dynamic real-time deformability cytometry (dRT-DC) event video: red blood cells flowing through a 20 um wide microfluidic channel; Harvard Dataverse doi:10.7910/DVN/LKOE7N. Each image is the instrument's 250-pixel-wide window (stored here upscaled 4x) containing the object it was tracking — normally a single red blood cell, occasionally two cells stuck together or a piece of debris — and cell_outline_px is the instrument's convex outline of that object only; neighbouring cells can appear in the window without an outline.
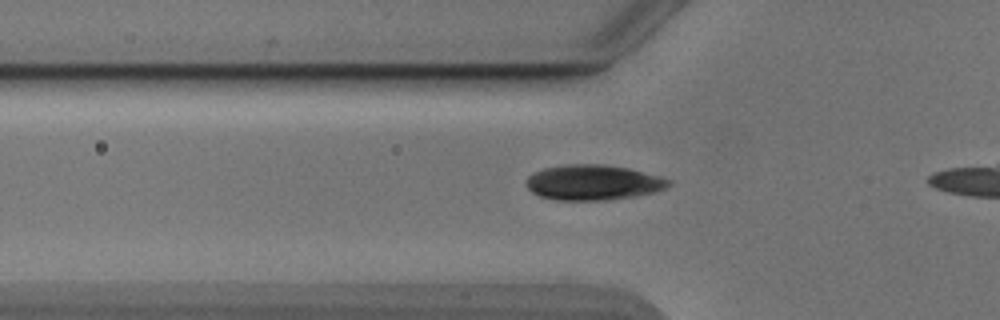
{"species": "Egyptian fruit bat (a non-hibernating species)", "species_latin": "Rousettus aegyptiacus", "temperature_condition": "cold", "stored_images_in_passage": 30, "camera_frame_rate_fps": 3000, "um_per_image_px": 0.085, "animal": {"sex": "male"}, "frame": {"image": 1, "passage_image": 4, "time_ms": 1.0, "image_size_px": [1000, 320], "cell_outline_px": [[672, 184], [656, 192], [636, 196], [608, 200], [556, 200], [540, 196], [532, 192], [524, 184], [524, 180], [532, 172], [544, 168], [564, 164], [604, 164], [628, 168], [672, 180]], "centroid_in_image_um": [50.38, 15.51], "position_along_channel_um": 75.4, "area_um2": 29.54}}
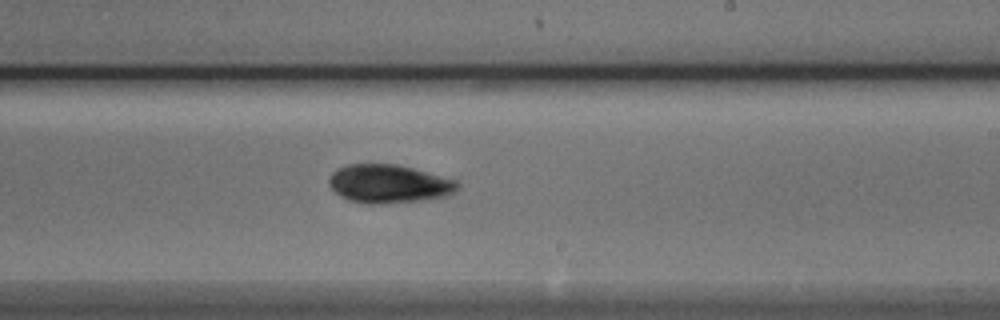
{"frame": {"image": 2, "passage_image": 18, "time_ms": 5.667, "image_size_px": [1000, 320], "cell_outline_px": [[460, 188], [456, 192], [448, 196], [428, 200], [376, 204], [368, 204], [348, 200], [340, 196], [328, 184], [328, 180], [332, 172], [336, 168], [348, 164], [396, 164], [428, 172], [456, 180], [460, 184]], "centroid_in_image_um": [33.08, 15.63], "position_along_channel_um": 255.9, "area_um2": 29.13}}
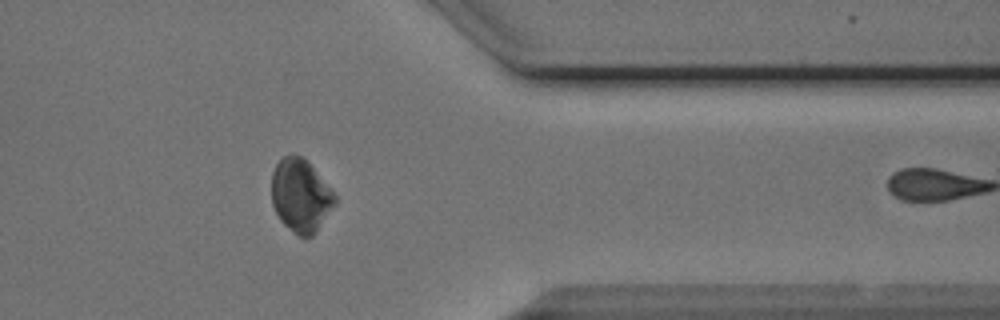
{"frame": {"image": 3, "passage_image": 29, "time_ms": 9.333, "image_size_px": [1000, 320], "cell_outline_px": [[336, 204], [316, 232], [312, 236], [304, 240], [284, 224], [280, 220], [272, 204], [272, 172], [276, 164], [284, 156], [292, 152], [308, 160], [332, 188], [336, 196]], "centroid_in_image_um": [25.58, 16.61], "position_along_channel_um": 385.8, "area_um2": 27.46}}